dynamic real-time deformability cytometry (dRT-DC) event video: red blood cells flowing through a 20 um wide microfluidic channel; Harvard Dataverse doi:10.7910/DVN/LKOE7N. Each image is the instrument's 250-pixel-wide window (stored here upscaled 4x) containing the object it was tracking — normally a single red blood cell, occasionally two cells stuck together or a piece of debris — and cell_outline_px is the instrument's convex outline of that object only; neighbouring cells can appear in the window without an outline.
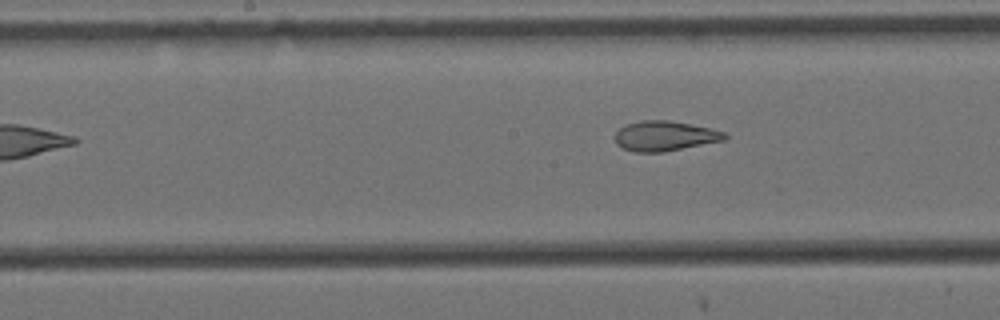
{"species": "Egyptian fruit bat (a non-hibernating species)", "species_latin": "Rousettus aegyptiacus", "temperature_condition": "cold", "stored_images_in_passage": 7, "segment_of_instrument_passage": [2, 2], "camera_frame_rate_fps": 3000, "um_per_image_px": 0.085, "animal": {"sex": "female"}, "frame": {"image": 1, "passage_image": 7, "time_ms": 2.0, "image_size_px": [1000, 320], "cell_outline_px": [[728, 136], [724, 140], [664, 152], [636, 152], [624, 148], [616, 144], [616, 132], [624, 124], [640, 120], [668, 120], [712, 128], [724, 132]], "centroid_in_image_um": [56.5, 11.55], "position_along_channel_um": 191.7, "area_um2": 19.13}}